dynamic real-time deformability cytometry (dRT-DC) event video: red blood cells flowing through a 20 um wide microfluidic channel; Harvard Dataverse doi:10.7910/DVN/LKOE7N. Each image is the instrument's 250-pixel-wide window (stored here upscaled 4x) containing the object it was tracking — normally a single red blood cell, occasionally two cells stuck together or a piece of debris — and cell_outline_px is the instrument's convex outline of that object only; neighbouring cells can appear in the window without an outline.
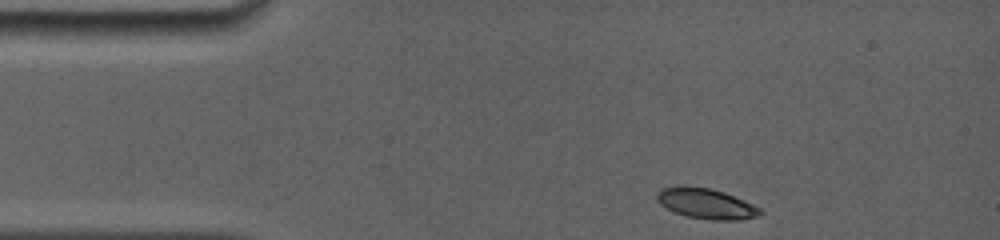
{"species": "common noctule bat (a hibernating species)", "species_latin": "Nyctalus noctula", "temperature_condition": "room temperature", "stored_images_in_passage": 49, "camera_frame_rate_fps": 5000, "um_per_image_px": 0.085, "animal": {"sex": "female", "body_mass_g": 19.0, "forearm_length_mm": 56.7}, "frame": {"image": 1, "passage_image": 1, "time_ms": 0.0, "image_size_px": [1000, 240], "cell_outline_px": [[764, 212], [760, 216], [740, 220], [712, 220], [688, 216], [676, 212], [660, 204], [656, 200], [656, 192], [660, 188], [684, 184], [708, 188], [724, 192], [744, 200], [760, 208]], "centroid_in_image_um": [60.01, 17.28], "position_along_channel_um": 25.0, "area_um2": 18.5}}
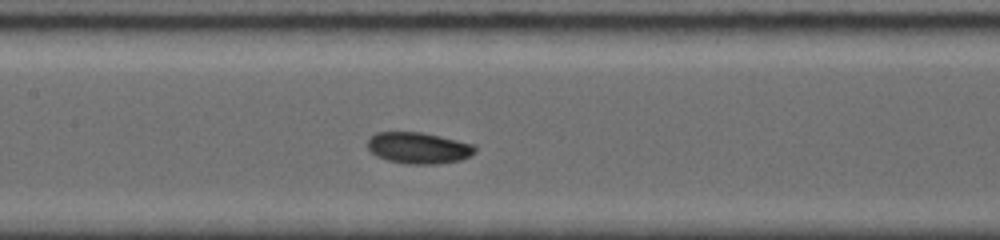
{"frame": {"image": 2, "passage_image": 27, "time_ms": 5.2, "image_size_px": [1000, 240], "cell_outline_px": [[476, 152], [472, 156], [460, 160], [436, 164], [408, 164], [388, 160], [376, 156], [368, 148], [368, 140], [376, 132], [420, 132], [440, 136], [476, 144]], "centroid_in_image_um": [35.62, 12.58], "position_along_channel_um": 171.8, "area_um2": 19.71}}
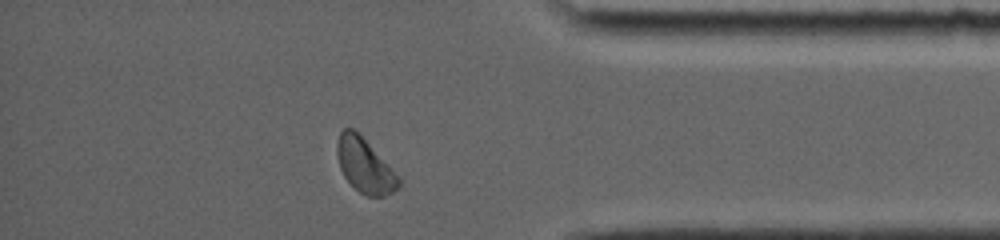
{"frame": {"image": 3, "passage_image": 47, "time_ms": 11.4, "image_size_px": [1000, 240], "cell_outline_px": [[400, 184], [392, 192], [384, 196], [368, 196], [360, 192], [344, 176], [340, 168], [336, 152], [336, 144], [340, 132], [344, 128], [352, 128], [360, 132], [400, 180]], "centroid_in_image_um": [30.96, 14.03], "position_along_channel_um": 404.2, "area_um2": 19.07}, "authors_computed_cell_mechanics": {"area_um2": 19.4786, "velocity_mm_per_s": 3.9008, "shape_relaxation_time_tau1_ms": 2.4092, "shape_relaxation_time_tau2_ms": null, "deformation_change_tau1": 0.1089, "deformation_change_tau2": null}}